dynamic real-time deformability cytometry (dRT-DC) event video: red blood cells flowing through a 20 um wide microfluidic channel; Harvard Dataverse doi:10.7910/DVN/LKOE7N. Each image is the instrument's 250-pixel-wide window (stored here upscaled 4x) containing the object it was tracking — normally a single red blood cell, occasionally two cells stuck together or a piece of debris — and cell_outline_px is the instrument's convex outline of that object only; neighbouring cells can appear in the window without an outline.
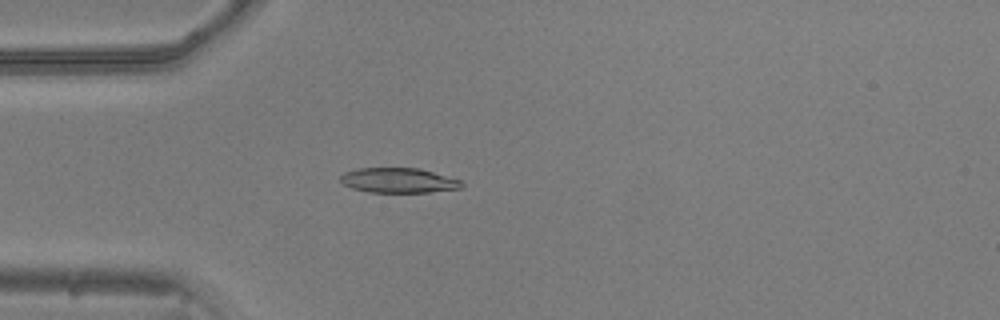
{"species": "common noctule bat (a hibernating species)", "species_latin": "Nyctalus noctula", "temperature_condition": "warm", "stored_images_in_passage": 38, "camera_frame_rate_fps": 3000, "um_per_image_px": 0.085, "animal": {"sex": "male", "body_mass_g": 20.5, "forearm_length_mm": 52.5}, "frame": {"image": 1, "passage_image": 1, "time_ms": 0.0, "image_size_px": [1000, 320], "cell_outline_px": [[464, 184], [460, 188], [428, 192], [368, 192], [352, 188], [344, 184], [340, 180], [340, 176], [344, 172], [356, 168], [420, 168], [460, 180]], "centroid_in_image_um": [33.84, 15.33], "position_along_channel_um": 51.2, "area_um2": 17.51}}
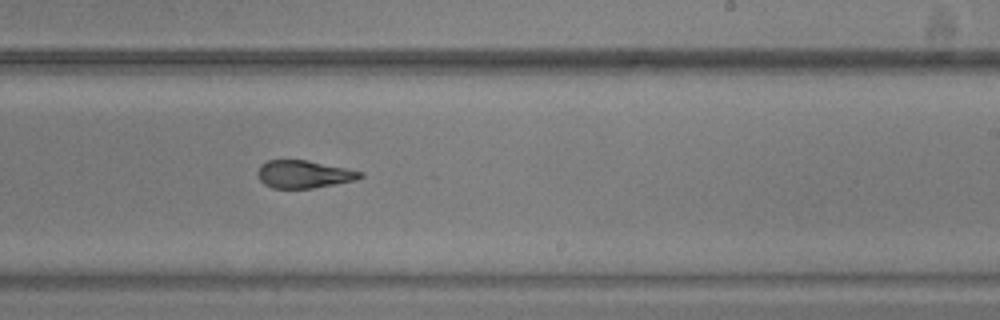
{"frame": {"image": 2, "passage_image": 18, "time_ms": 5.667, "image_size_px": [1000, 320], "cell_outline_px": [[364, 176], [356, 180], [312, 188], [272, 188], [264, 184], [256, 176], [256, 172], [260, 164], [268, 160], [308, 160], [348, 168], [364, 172]], "centroid_in_image_um": [25.82, 14.8], "position_along_channel_um": 263.2, "area_um2": 16.76}}
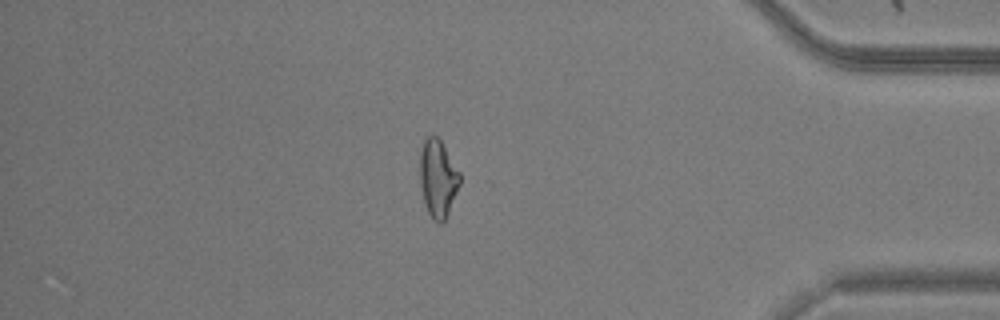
{"frame": {"image": 3, "passage_image": 31, "time_ms": 10.0, "image_size_px": [1000, 320], "cell_outline_px": [[460, 184], [448, 212], [444, 220], [440, 224], [432, 220], [428, 212], [424, 200], [420, 184], [420, 152], [424, 140], [428, 136], [436, 136], [440, 140], [460, 172]], "centroid_in_image_um": [37.21, 15.16], "position_along_channel_um": 398.0, "area_um2": 17.8}, "authors_computed_cell_mechanics": {"area_um2": 18.0914, "velocity_mm_per_s": 3.8939, "shape_relaxation_time_tau1_ms": 7.8455, "shape_relaxation_time_tau2_ms": 1.4601, "deformation_change_tau1": 0.2246, "deformation_change_tau2": 0.0878}}